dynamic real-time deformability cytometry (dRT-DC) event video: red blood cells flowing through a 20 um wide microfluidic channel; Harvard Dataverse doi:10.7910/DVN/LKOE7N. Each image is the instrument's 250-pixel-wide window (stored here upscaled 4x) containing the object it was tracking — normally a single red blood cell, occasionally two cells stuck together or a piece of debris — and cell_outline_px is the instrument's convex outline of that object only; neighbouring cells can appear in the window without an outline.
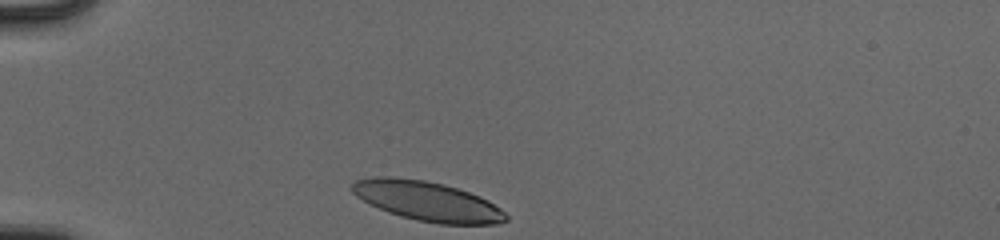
{"species": "human", "species_latin": "Homo sapiens", "temperature_condition": "cold", "stored_images_in_passage": 31, "camera_frame_rate_fps": 3000, "um_per_image_px": 0.085, "donor": {"sex": "male"}, "frame": {"image": 1, "passage_image": 1, "time_ms": 0.0, "image_size_px": [1000, 240], "cell_outline_px": [[508, 220], [496, 224], [440, 224], [416, 220], [400, 216], [388, 212], [356, 196], [348, 188], [356, 180], [380, 176], [388, 176], [424, 180], [444, 184], [480, 196], [488, 200], [500, 208], [508, 216]], "centroid_in_image_um": [36.33, 17.1], "position_along_channel_um": 48.7, "area_um2": 35.32}}
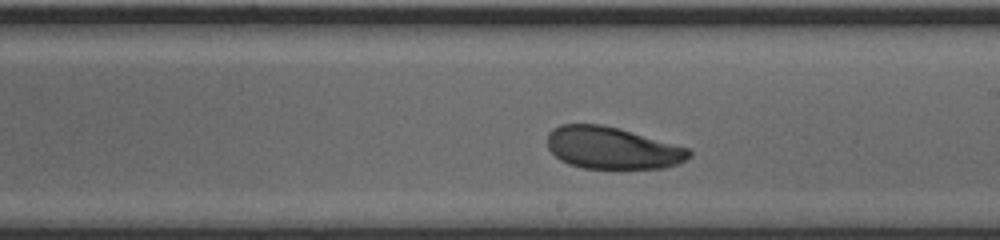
{"frame": {"image": 2, "passage_image": 18, "time_ms": 5.667, "image_size_px": [1000, 240], "cell_outline_px": [[692, 156], [676, 164], [664, 168], [580, 168], [568, 164], [560, 160], [548, 148], [548, 132], [552, 128], [560, 124], [600, 124], [616, 128], [688, 148], [692, 152]], "centroid_in_image_um": [51.99, 12.58], "position_along_channel_um": 237.0, "area_um2": 34.39}}
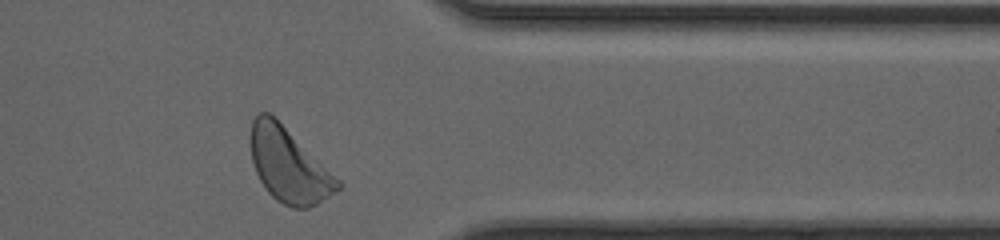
{"frame": {"image": 3, "passage_image": 30, "time_ms": 9.667, "image_size_px": [1000, 240], "cell_outline_px": [[344, 184], [340, 188], [316, 204], [308, 208], [292, 208], [276, 200], [268, 192], [260, 180], [256, 172], [252, 160], [248, 140], [248, 136], [252, 120], [260, 112], [268, 112], [340, 180]], "centroid_in_image_um": [24.49, 14.05], "position_along_channel_um": 386.9, "area_um2": 37.11}, "authors_computed_cell_mechanics": {"area_um2": 36.0094, "velocity_mm_per_s": 3.903, "shape_relaxation_time_tau1_ms": 2.0083, "shape_relaxation_time_tau2_ms": 6.0016, "deformation_change_tau1": 0.1022, "deformation_change_tau2": 0.1313}}